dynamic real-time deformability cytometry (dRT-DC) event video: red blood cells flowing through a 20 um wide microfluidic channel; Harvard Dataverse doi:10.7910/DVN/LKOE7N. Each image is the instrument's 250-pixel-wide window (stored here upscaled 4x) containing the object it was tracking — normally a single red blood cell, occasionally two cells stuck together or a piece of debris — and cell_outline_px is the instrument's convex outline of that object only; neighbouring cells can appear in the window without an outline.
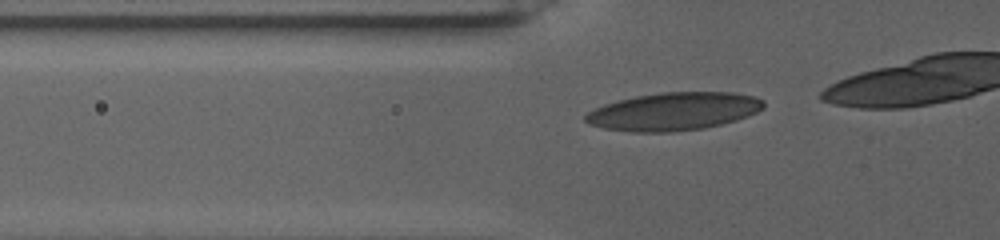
{"species": "human", "species_latin": "Homo sapiens", "temperature_condition": "warm", "stored_images_in_passage": 31, "camera_frame_rate_fps": 3000, "um_per_image_px": 0.085, "donor": {"sex": "female"}, "frame": {"image": 1, "passage_image": 17, "time_ms": 5.333, "image_size_px": [1000, 240], "cell_outline_px": [[764, 108], [748, 116], [736, 120], [704, 128], [672, 132], [636, 132], [604, 128], [588, 124], [584, 120], [584, 116], [588, 112], [604, 104], [636, 96], [660, 92], [732, 92], [756, 96], [764, 100]], "centroid_in_image_um": [57.28, 9.47], "position_along_channel_um": 68.5, "area_um2": 39.36}}
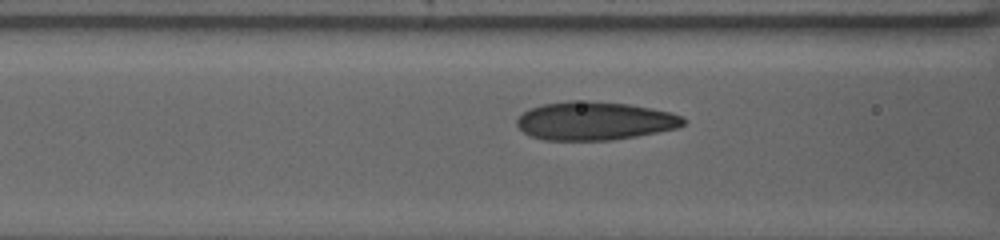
{"frame": {"image": 2, "passage_image": 23, "time_ms": 7.333, "image_size_px": [1000, 240], "cell_outline_px": [[684, 124], [676, 128], [636, 136], [612, 140], [544, 140], [532, 136], [524, 132], [516, 124], [516, 120], [528, 108], [544, 104], [568, 100], [588, 100], [628, 104], [652, 108], [668, 112], [680, 116], [684, 120]], "centroid_in_image_um": [50.5, 10.27], "position_along_channel_um": 116.1, "area_um2": 37.11}}
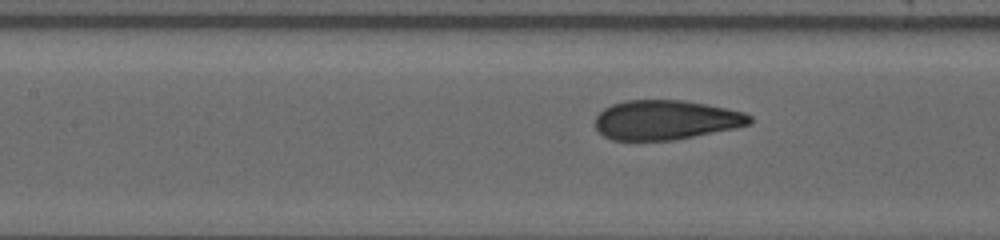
{"frame": {"image": 3, "passage_image": 27, "time_ms": 8.667, "image_size_px": [1000, 240], "cell_outline_px": [[752, 124], [736, 128], [672, 140], [612, 140], [604, 136], [596, 128], [596, 116], [604, 108], [612, 104], [624, 100], [684, 100], [708, 104], [744, 112], [752, 116]], "centroid_in_image_um": [56.62, 10.18], "position_along_channel_um": 150.8, "area_um2": 35.66}}